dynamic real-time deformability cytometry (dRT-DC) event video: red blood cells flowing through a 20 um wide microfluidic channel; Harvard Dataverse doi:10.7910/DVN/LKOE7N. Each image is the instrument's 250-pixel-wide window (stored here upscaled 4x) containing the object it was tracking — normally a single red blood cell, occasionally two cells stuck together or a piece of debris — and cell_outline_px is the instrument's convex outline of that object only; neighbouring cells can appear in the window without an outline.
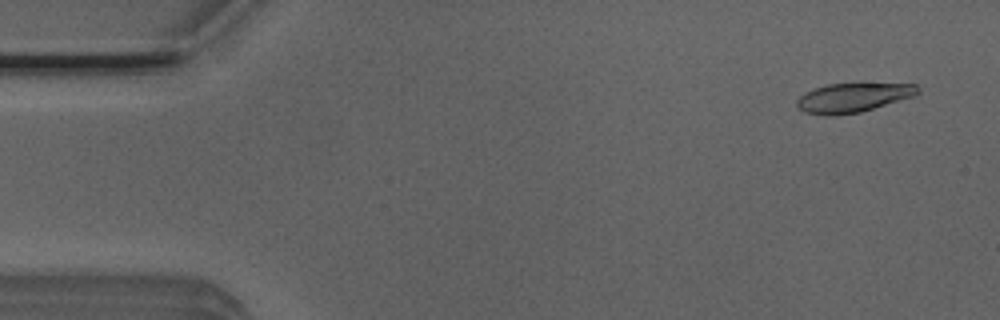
{"species": "Egyptian fruit bat (a non-hibernating species)", "species_latin": "Rousettus aegyptiacus", "temperature_condition": "room temperature", "stored_images_in_passage": 52, "camera_frame_rate_fps": 3000, "um_per_image_px": 0.085, "animal": {"sex": "male"}, "frame": {"image": 1, "passage_image": 3, "time_ms": 0.667, "image_size_px": [1000, 320], "cell_outline_px": [[920, 92], [916, 96], [860, 112], [832, 116], [828, 116], [804, 112], [796, 104], [796, 100], [804, 92], [828, 84], [916, 84], [920, 88]], "centroid_in_image_um": [72.52, 8.31], "position_along_channel_um": 12.5, "area_um2": 20.52}}
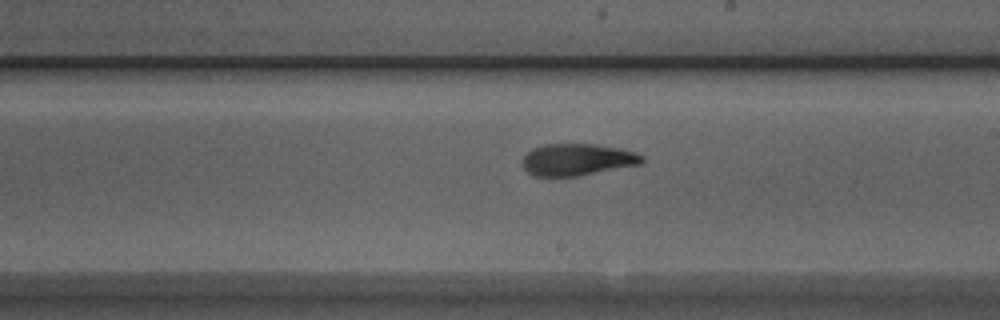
{"frame": {"image": 2, "passage_image": 29, "time_ms": 9.333, "image_size_px": [1000, 320], "cell_outline_px": [[644, 160], [640, 164], [580, 176], [532, 176], [524, 168], [524, 156], [532, 148], [544, 144], [592, 144], [620, 148], [636, 152], [644, 156]], "centroid_in_image_um": [49.09, 13.57], "position_along_channel_um": 239.9, "area_um2": 22.2}}
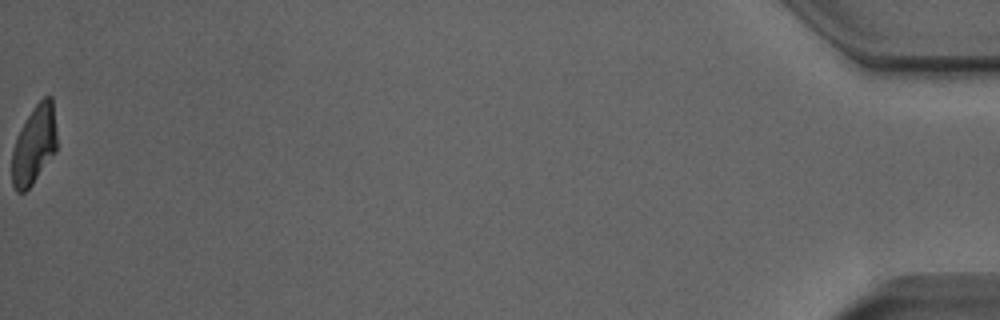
{"frame": {"image": 3, "passage_image": 52, "time_ms": 17.0, "image_size_px": [1000, 320], "cell_outline_px": [[56, 152], [32, 184], [24, 192], [16, 192], [12, 184], [12, 152], [16, 136], [32, 108], [44, 96], [52, 96], [56, 132]], "centroid_in_image_um": [2.9, 12.31], "position_along_channel_um": 432.3, "area_um2": 20.58}, "authors_computed_cell_mechanics": {"area_um2": 22.1663, "velocity_mm_per_s": 3.9292, "shape_relaxation_time_tau1_ms": 8.0578, "shape_relaxation_time_tau2_ms": 2.3014, "deformation_change_tau1": 0.2307, "deformation_change_tau2": 0.0919}}